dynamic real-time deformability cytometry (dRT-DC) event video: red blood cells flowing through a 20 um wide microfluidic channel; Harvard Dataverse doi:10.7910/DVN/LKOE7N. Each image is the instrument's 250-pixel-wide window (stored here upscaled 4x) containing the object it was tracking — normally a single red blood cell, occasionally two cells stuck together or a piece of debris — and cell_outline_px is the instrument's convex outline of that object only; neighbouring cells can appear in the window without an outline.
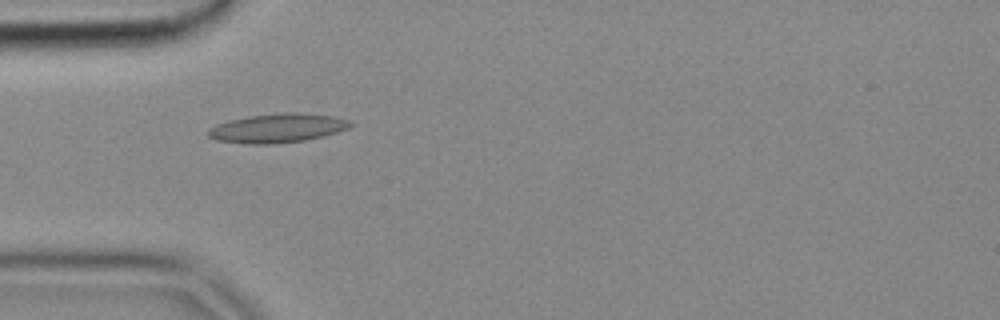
{"species": "common noctule bat (a hibernating species)", "species_latin": "Nyctalus noctula", "temperature_condition": "cold", "stored_images_in_passage": 4, "camera_frame_rate_fps": 3000, "um_per_image_px": 0.085, "animal": {"sex": "female", "body_mass_g": 18.4}, "frame": {"image": 1, "passage_image": 3, "time_ms": 0.667, "image_size_px": [1000, 320], "cell_outline_px": [[352, 124], [348, 128], [324, 136], [304, 140], [272, 144], [244, 144], [216, 140], [208, 136], [208, 128], [216, 124], [228, 120], [248, 116], [288, 112], [332, 116], [348, 120]], "centroid_in_image_um": [23.52, 10.9], "position_along_channel_um": 61.5, "area_um2": 23.87}}
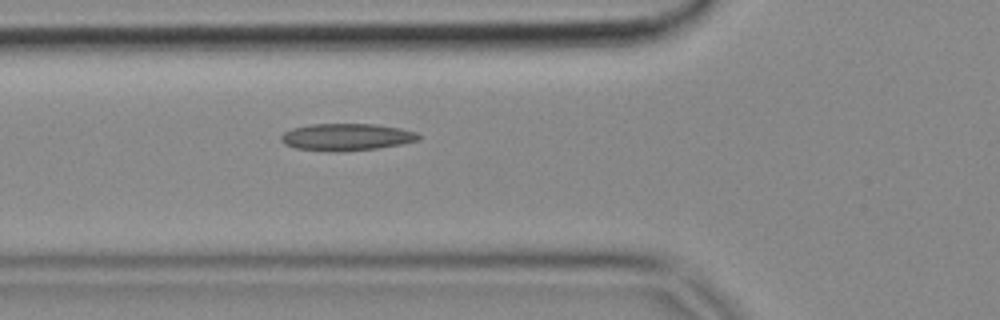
{"frame": {"image": 2, "passage_image": 4, "time_ms": 1.0, "image_size_px": [1000, 320], "cell_outline_px": [[420, 140], [400, 144], [376, 148], [340, 152], [296, 148], [284, 144], [280, 140], [280, 136], [284, 132], [292, 128], [312, 124], [376, 124], [400, 128], [416, 132], [420, 136]], "centroid_in_image_um": [29.44, 11.64], "position_along_channel_um": 96.4, "area_um2": 21.62}}